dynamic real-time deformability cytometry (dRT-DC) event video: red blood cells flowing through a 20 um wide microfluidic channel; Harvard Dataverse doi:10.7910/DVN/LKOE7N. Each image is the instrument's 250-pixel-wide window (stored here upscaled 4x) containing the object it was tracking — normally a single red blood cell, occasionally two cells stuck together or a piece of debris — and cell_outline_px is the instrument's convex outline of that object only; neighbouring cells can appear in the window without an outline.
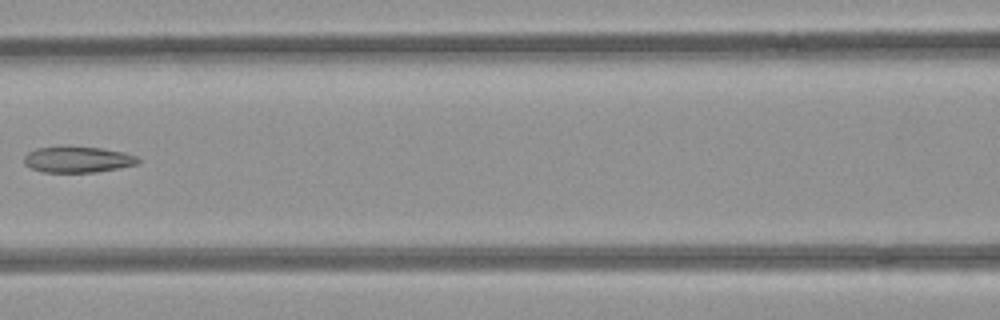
{"species": "common noctule bat (a hibernating species)", "species_latin": "Nyctalus noctula", "temperature_condition": "room temperature", "stored_images_in_passage": 6, "camera_frame_rate_fps": 3000, "um_per_image_px": 0.085, "animal": {"sex": "female", "body_mass_g": 21.9}, "frame": {"image": 1, "passage_image": 5, "time_ms": 1.333, "image_size_px": [1000, 320], "cell_outline_px": [[140, 160], [136, 164], [96, 172], [44, 172], [32, 168], [24, 164], [24, 156], [28, 152], [36, 148], [64, 144], [100, 148], [124, 152], [136, 156]], "centroid_in_image_um": [6.54, 13.52], "position_along_channel_um": 160.1, "area_um2": 17.63}}
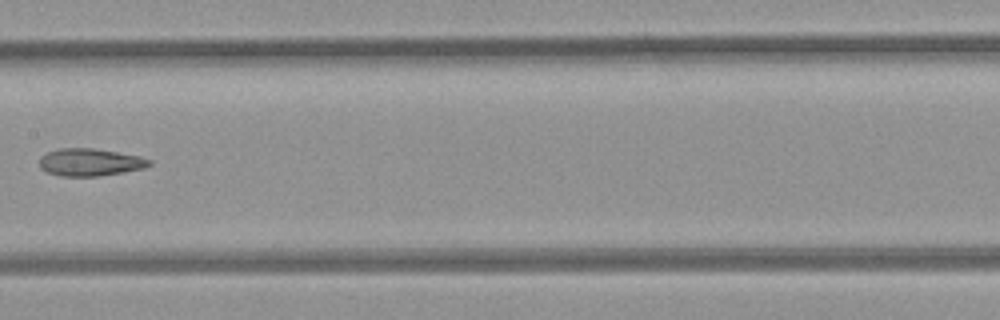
{"frame": {"image": 2, "passage_image": 6, "time_ms": 1.667, "image_size_px": [1000, 320], "cell_outline_px": [[152, 164], [144, 168], [124, 172], [96, 176], [60, 176], [44, 172], [40, 168], [40, 156], [48, 152], [60, 148], [92, 148], [140, 156], [152, 160]], "centroid_in_image_um": [7.64, 13.79], "position_along_channel_um": 199.8, "area_um2": 17.63}}